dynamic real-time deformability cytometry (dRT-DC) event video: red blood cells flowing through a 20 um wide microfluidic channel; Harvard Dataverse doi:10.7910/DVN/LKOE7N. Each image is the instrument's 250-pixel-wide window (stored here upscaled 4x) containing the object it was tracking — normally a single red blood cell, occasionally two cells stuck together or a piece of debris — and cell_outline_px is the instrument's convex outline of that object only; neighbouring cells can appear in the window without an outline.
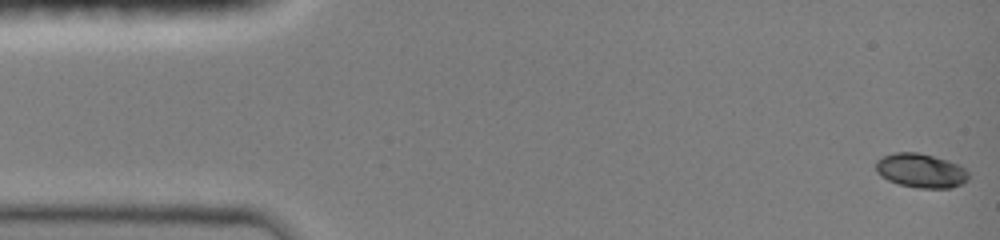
{"species": "common noctule bat (a hibernating species)", "species_latin": "Nyctalus noctula", "temperature_condition": "room temperature", "stored_images_in_passage": 48, "camera_frame_rate_fps": 3000, "um_per_image_px": 0.085, "animal": {"sex": "female", "body_mass_g": 19.0, "forearm_length_mm": 51.5}, "frame": {"image": 1, "passage_image": 1, "time_ms": 0.0, "image_size_px": [1000, 240], "cell_outline_px": [[968, 180], [964, 184], [948, 188], [916, 188], [900, 184], [888, 180], [880, 176], [876, 172], [876, 160], [884, 156], [896, 152], [920, 152], [948, 160], [960, 164], [968, 172]], "centroid_in_image_um": [78.29, 14.5], "position_along_channel_um": 6.7, "area_um2": 18.67}}
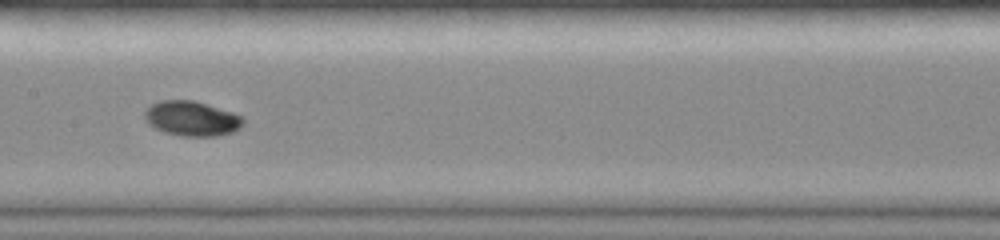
{"frame": {"image": 2, "passage_image": 24, "time_ms": 7.667, "image_size_px": [1000, 240], "cell_outline_px": [[244, 124], [240, 128], [232, 132], [220, 136], [180, 136], [164, 132], [148, 124], [144, 116], [144, 112], [152, 104], [160, 100], [192, 100], [232, 112], [240, 116], [244, 120]], "centroid_in_image_um": [16.29, 10.09], "position_along_channel_um": 191.1, "area_um2": 19.94}}
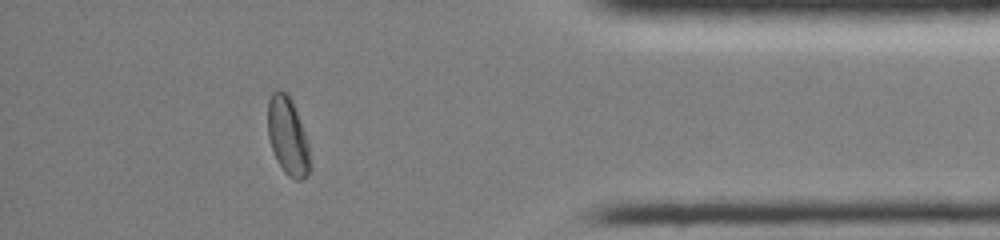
{"frame": {"image": 3, "passage_image": 42, "time_ms": 13.667, "image_size_px": [1000, 240], "cell_outline_px": [[308, 176], [300, 180], [296, 180], [288, 176], [284, 172], [276, 160], [268, 136], [268, 100], [272, 92], [276, 88], [280, 88], [288, 92], [292, 100], [308, 140]], "centroid_in_image_um": [24.43, 11.51], "position_along_channel_um": 410.8, "area_um2": 19.19}, "authors_computed_cell_mechanics": {"area_um2": 18.8717, "velocity_mm_per_s": 4.0354, "shape_relaxation_time_tau1_ms": 3.2275, "shape_relaxation_time_tau2_ms": null, "deformation_change_tau1": 0.1438, "deformation_change_tau2": null}}